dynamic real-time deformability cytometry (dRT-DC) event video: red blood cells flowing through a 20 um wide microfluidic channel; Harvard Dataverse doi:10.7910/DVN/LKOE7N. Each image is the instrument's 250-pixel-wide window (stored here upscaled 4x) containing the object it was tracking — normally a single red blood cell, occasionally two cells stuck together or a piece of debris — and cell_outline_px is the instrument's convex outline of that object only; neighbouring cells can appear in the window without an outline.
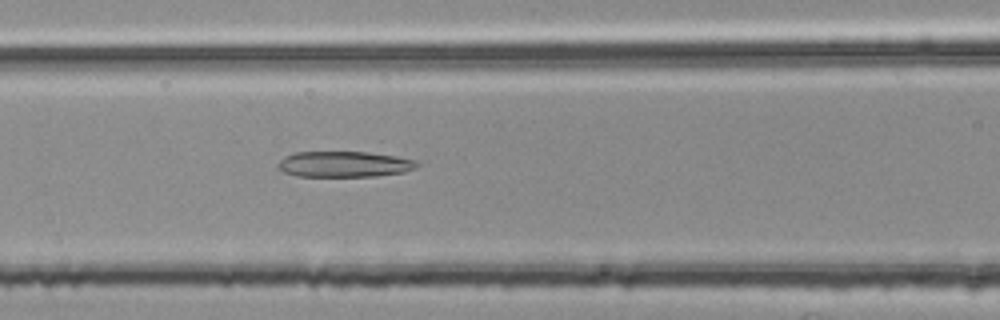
{"species": "common noctule bat (a hibernating species)", "species_latin": "Nyctalus noctula", "temperature_condition": "room temperature", "stored_images_in_passage": 25, "camera_frame_rate_fps": 3000, "um_per_image_px": 0.085, "animal": {"sex": "female", "body_mass_g": 25.1}, "frame": {"image": 1, "passage_image": 6, "time_ms": 1.667, "image_size_px": [1000, 320], "cell_outline_px": [[420, 164], [416, 168], [404, 172], [372, 176], [296, 176], [284, 172], [276, 164], [284, 156], [296, 152], [368, 152], [396, 156], [416, 160]], "centroid_in_image_um": [29.27, 13.95], "position_along_channel_um": 137.3, "area_um2": 20.87}}